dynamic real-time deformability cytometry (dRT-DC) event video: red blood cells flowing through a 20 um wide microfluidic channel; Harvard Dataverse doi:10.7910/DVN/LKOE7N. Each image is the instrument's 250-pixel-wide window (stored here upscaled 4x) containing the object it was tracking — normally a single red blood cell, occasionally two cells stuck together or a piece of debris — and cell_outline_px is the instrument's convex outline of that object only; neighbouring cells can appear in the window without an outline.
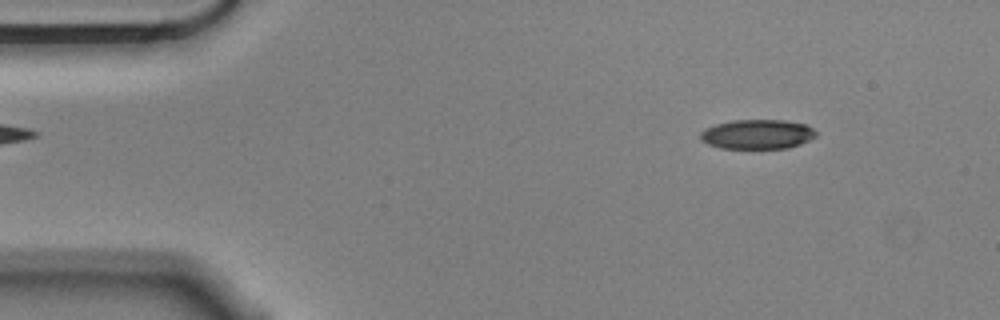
{"species": "Egyptian fruit bat (a non-hibernating species)", "species_latin": "Rousettus aegyptiacus", "temperature_condition": "cold", "stored_images_in_passage": 55, "camera_frame_rate_fps": 3000, "um_per_image_px": 0.085, "animal": {"sex": "male"}, "frame": {"image": 1, "passage_image": 6, "time_ms": 1.667, "image_size_px": [1000, 320], "cell_outline_px": [[816, 136], [800, 144], [788, 148], [720, 148], [708, 144], [700, 140], [700, 132], [704, 128], [716, 124], [732, 120], [784, 120], [808, 124], [816, 132]], "centroid_in_image_um": [64.36, 11.4], "position_along_channel_um": 20.6, "area_um2": 20.0}}
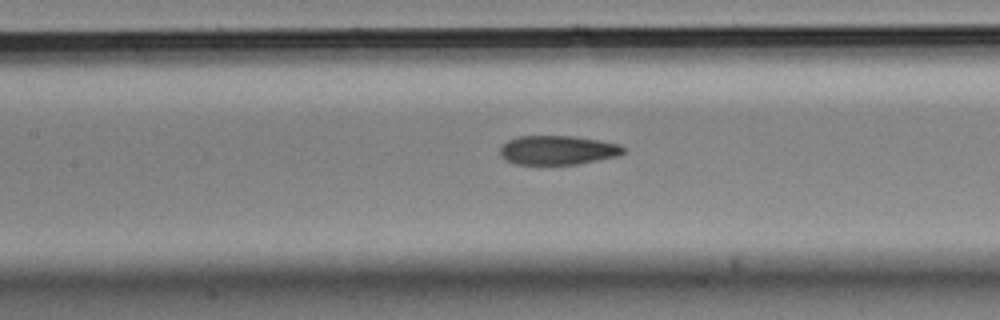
{"frame": {"image": 2, "passage_image": 24, "time_ms": 7.667, "image_size_px": [1000, 320], "cell_outline_px": [[624, 152], [620, 156], [576, 164], [516, 164], [504, 160], [500, 156], [500, 148], [508, 140], [520, 136], [572, 136], [620, 144], [624, 148]], "centroid_in_image_um": [47.39, 12.77], "position_along_channel_um": 160.0, "area_um2": 20.87}}
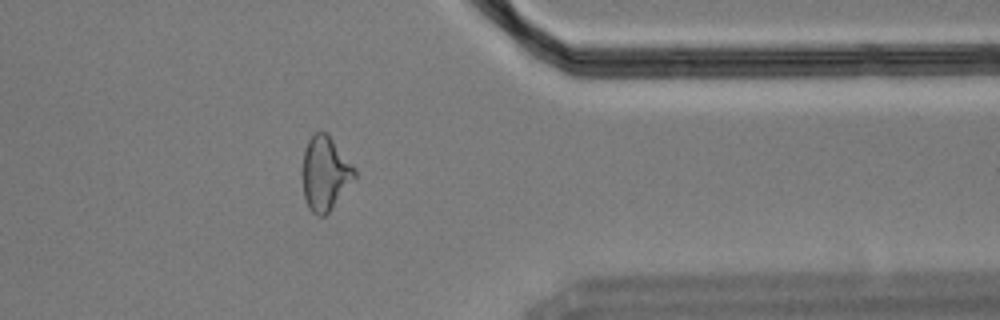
{"frame": {"image": 3, "passage_image": 44, "time_ms": 14.333, "image_size_px": [1000, 320], "cell_outline_px": [[356, 176], [328, 212], [324, 216], [316, 216], [308, 208], [304, 196], [304, 148], [308, 140], [316, 132], [328, 132], [356, 168]], "centroid_in_image_um": [27.65, 14.71], "position_along_channel_um": 383.7, "area_um2": 22.2}, "authors_computed_cell_mechanics": {"area_um2": 22.0796, "velocity_mm_per_s": 3.5631, "shape_relaxation_time_tau1_ms": null, "shape_relaxation_time_tau2_ms": 4.0994, "deformation_change_tau1": null, "deformation_change_tau2": 0.1213}}